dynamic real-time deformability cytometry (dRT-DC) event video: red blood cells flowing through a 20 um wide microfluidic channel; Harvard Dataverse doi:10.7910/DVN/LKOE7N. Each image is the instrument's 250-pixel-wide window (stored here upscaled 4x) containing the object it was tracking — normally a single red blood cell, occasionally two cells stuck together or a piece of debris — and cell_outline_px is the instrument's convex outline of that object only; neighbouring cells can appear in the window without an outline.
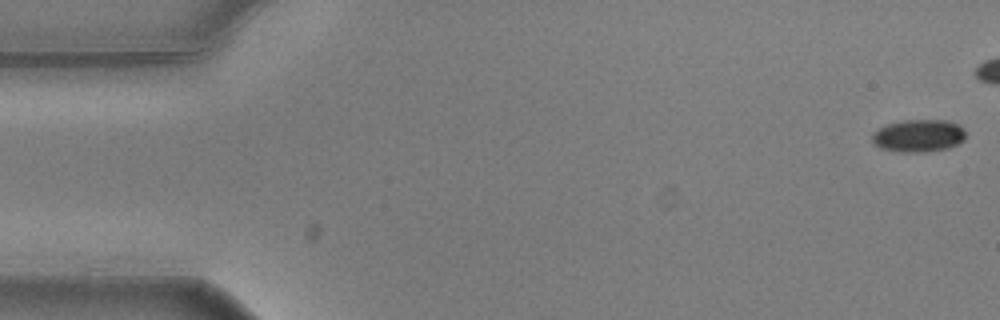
{"species": "common noctule bat (a hibernating species)", "species_latin": "Nyctalus noctula", "temperature_condition": "warm", "stored_images_in_passage": 45, "camera_frame_rate_fps": 3000, "um_per_image_px": 0.085, "animal": {"sex": "male", "body_mass_g": 20.5, "forearm_length_mm": 52.5}, "frame": {"image": 1, "passage_image": 1, "time_ms": 0.0, "image_size_px": [1000, 320], "cell_outline_px": [[964, 140], [948, 148], [924, 152], [904, 152], [880, 148], [872, 140], [872, 136], [880, 128], [888, 124], [904, 120], [948, 120], [964, 128]], "centroid_in_image_um": [78.1, 11.53], "position_along_channel_um": 6.9, "area_um2": 17.46}}
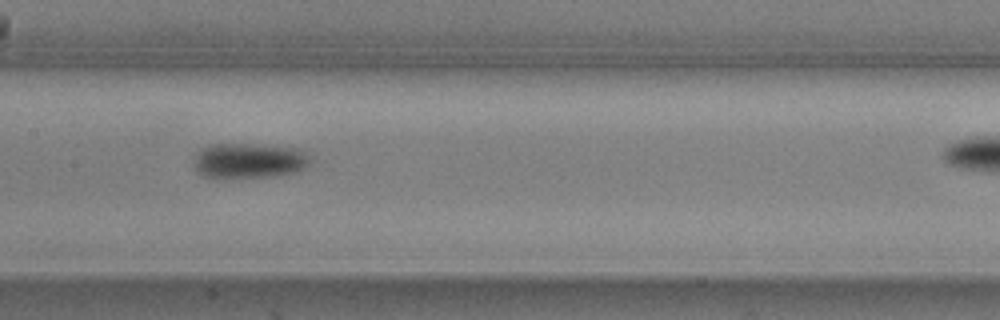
{"frame": {"image": 2, "passage_image": 27, "time_ms": 8.667, "image_size_px": [1000, 320], "cell_outline_px": [[312, 164], [296, 172], [276, 176], [220, 180], [216, 180], [200, 176], [192, 160], [208, 144], [252, 144], [296, 148], [304, 152], [312, 160]], "centroid_in_image_um": [21.14, 13.71], "position_along_channel_um": 186.3, "area_um2": 24.62}}
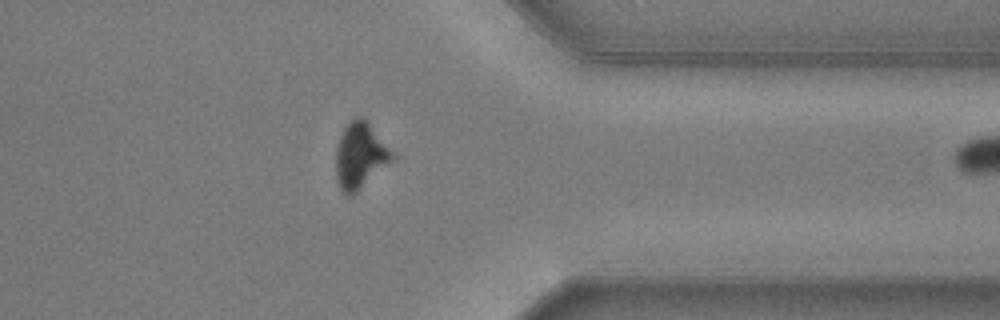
{"frame": {"image": 3, "passage_image": 44, "time_ms": 14.333, "image_size_px": [1000, 320], "cell_outline_px": [[396, 156], [392, 160], [352, 196], [344, 196], [340, 188], [336, 176], [336, 148], [340, 136], [344, 128], [356, 116], [364, 116]], "centroid_in_image_um": [30.6, 13.22], "position_along_channel_um": 380.8, "area_um2": 21.5}}